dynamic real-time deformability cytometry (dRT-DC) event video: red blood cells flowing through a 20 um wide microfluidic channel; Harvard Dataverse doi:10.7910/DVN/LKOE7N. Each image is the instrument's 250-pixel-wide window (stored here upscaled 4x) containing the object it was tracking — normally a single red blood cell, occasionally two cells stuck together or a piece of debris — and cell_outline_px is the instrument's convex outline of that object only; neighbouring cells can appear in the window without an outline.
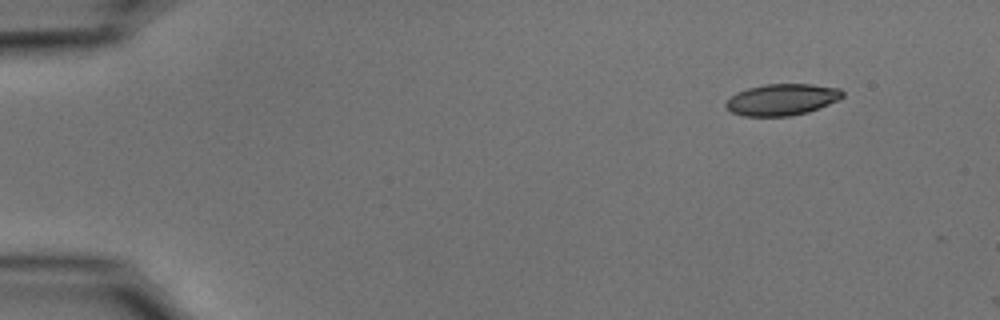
{"species": "common noctule bat (a hibernating species)", "species_latin": "Nyctalus noctula", "temperature_condition": "cold", "stored_images_in_passage": 2, "camera_frame_rate_fps": 3000, "um_per_image_px": 0.085, "animal": {"sex": "male", "body_mass_g": 15.6}, "frame": {"image": 1, "passage_image": 1, "time_ms": 0.0, "image_size_px": [1000, 320], "cell_outline_px": [[844, 96], [828, 104], [808, 112], [788, 116], [744, 116], [732, 112], [724, 108], [724, 104], [736, 92], [748, 88], [764, 84], [812, 84], [840, 88], [844, 92]], "centroid_in_image_um": [66.45, 8.46], "position_along_channel_um": 18.6, "area_um2": 21.39}}